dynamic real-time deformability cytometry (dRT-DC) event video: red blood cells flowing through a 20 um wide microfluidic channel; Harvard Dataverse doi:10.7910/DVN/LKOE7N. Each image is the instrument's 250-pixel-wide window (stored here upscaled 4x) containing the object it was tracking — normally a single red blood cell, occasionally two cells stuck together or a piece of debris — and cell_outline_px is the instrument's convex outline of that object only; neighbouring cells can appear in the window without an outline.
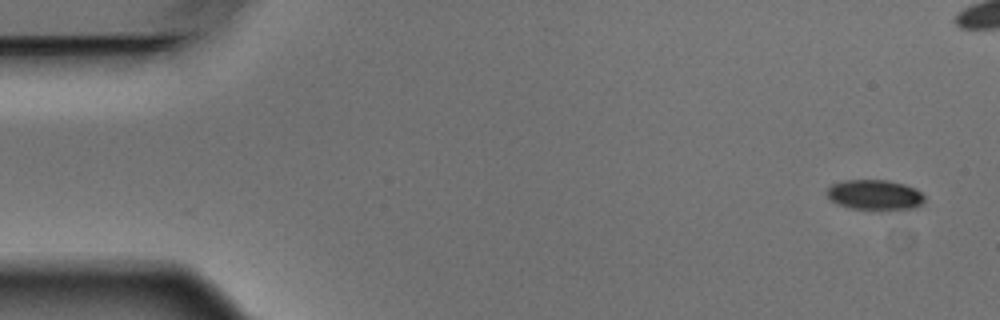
{"species": "Egyptian fruit bat (a non-hibernating species)", "species_latin": "Rousettus aegyptiacus", "temperature_condition": "warm", "stored_images_in_passage": 5, "camera_frame_rate_fps": 3000, "um_per_image_px": 0.085, "animal": {"sex": "male"}, "frame": {"image": 1, "passage_image": 1, "time_ms": 0.0, "image_size_px": [1000, 320], "cell_outline_px": [[924, 204], [916, 208], [880, 212], [876, 212], [848, 208], [836, 204], [828, 196], [828, 188], [832, 184], [844, 180], [888, 180], [904, 184], [916, 188], [924, 196]], "centroid_in_image_um": [74.4, 16.61], "position_along_channel_um": 10.6, "area_um2": 17.92}}